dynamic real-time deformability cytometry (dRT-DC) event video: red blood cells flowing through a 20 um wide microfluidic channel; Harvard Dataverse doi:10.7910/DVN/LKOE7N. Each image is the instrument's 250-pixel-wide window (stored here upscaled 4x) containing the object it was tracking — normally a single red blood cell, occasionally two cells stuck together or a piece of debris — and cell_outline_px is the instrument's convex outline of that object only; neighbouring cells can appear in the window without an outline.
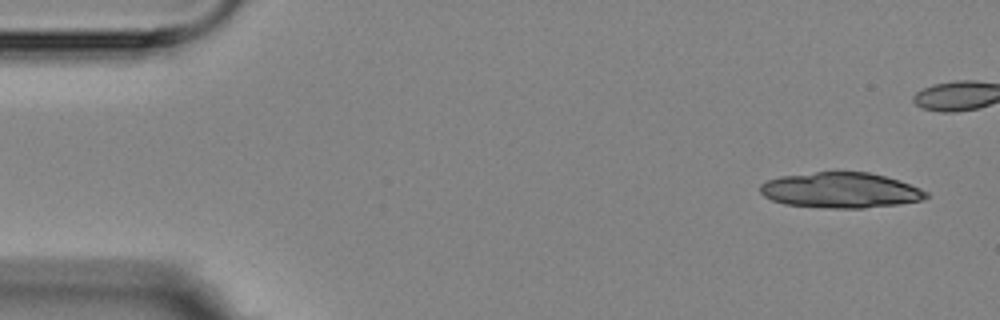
{"species": "Egyptian fruit bat (a non-hibernating species)", "species_latin": "Rousettus aegyptiacus", "temperature_condition": "room temperature", "stored_images_in_passage": 7, "camera_frame_rate_fps": 3000, "um_per_image_px": 0.085, "animal": {"sex": "female"}, "frame": {"image": 1, "passage_image": 1, "time_ms": 0.0, "image_size_px": [1000, 320], "cell_outline_px": [[928, 196], [920, 200], [900, 204], [864, 208], [824, 208], [784, 204], [772, 200], [764, 196], [760, 192], [760, 184], [768, 180], [780, 176], [816, 172], [868, 172], [900, 180], [920, 188], [928, 192]], "centroid_in_image_um": [71.44, 16.17], "position_along_channel_um": 13.6, "area_um2": 34.33}}
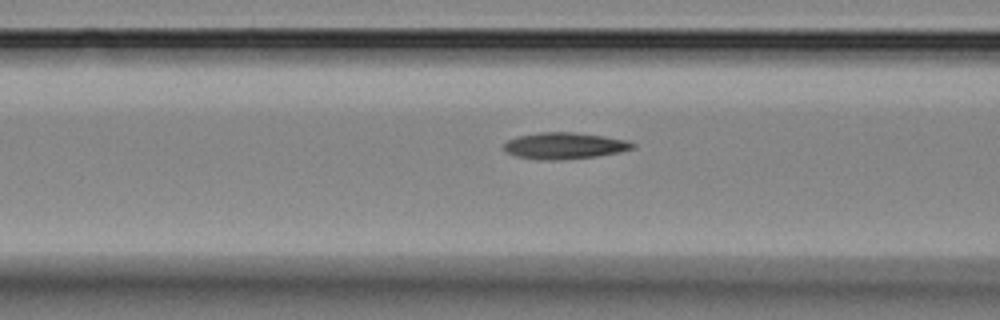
{"frame": {"image": 2, "passage_image": 7, "time_ms": 7.667, "image_size_px": [1000, 320], "cell_outline_px": [[636, 148], [620, 152], [596, 156], [556, 160], [548, 160], [516, 156], [504, 152], [504, 144], [508, 140], [516, 136], [540, 132], [576, 132], [604, 136], [628, 140], [636, 144]], "centroid_in_image_um": [48.0, 12.38], "position_along_channel_um": 118.6, "area_um2": 19.94}}